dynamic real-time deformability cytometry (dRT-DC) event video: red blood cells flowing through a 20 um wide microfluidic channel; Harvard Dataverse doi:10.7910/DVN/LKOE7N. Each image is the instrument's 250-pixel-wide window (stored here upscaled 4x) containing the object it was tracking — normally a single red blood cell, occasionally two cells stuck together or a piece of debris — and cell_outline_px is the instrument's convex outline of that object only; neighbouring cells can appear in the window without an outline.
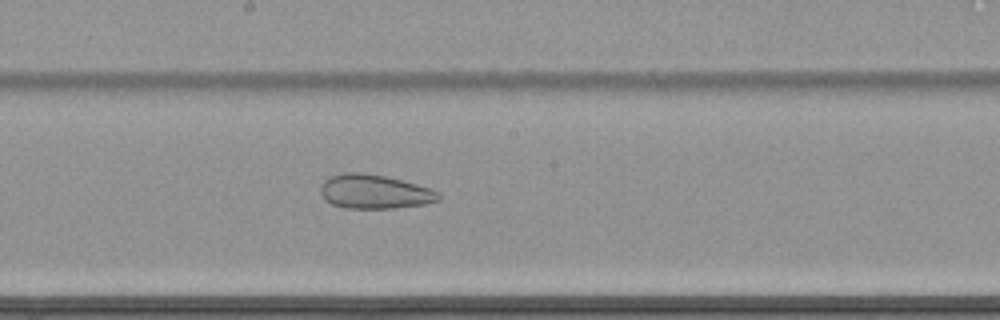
{"species": "common noctule bat (a hibernating species)", "species_latin": "Nyctalus noctula", "temperature_condition": "cold", "stored_images_in_passage": 49, "camera_frame_rate_fps": 3000, "um_per_image_px": 0.085, "animal": {"sex": "female", "body_mass_g": 22.7, "forearm_length_mm": 54.2}, "frame": {"image": 1, "passage_image": 23, "time_ms": 7.333, "image_size_px": [1000, 320], "cell_outline_px": [[440, 200], [424, 204], [396, 208], [344, 208], [332, 204], [324, 200], [320, 192], [320, 188], [324, 180], [332, 176], [344, 172], [364, 172], [404, 180], [432, 188], [440, 192]], "centroid_in_image_um": [31.85, 16.29], "position_along_channel_um": 216.3, "area_um2": 23.76}}
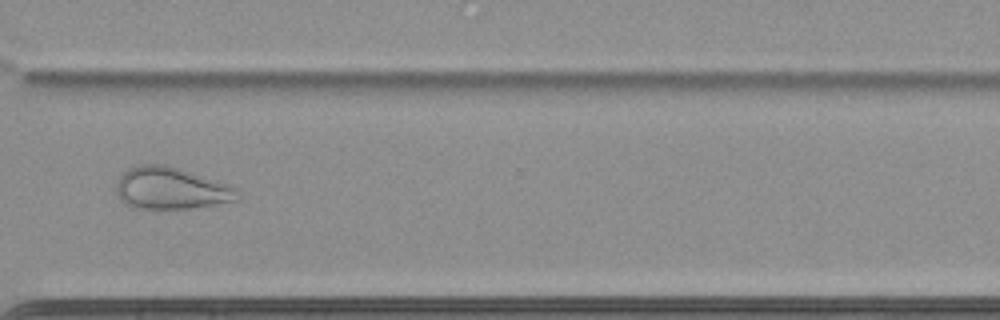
{"frame": {"image": 2, "passage_image": 35, "time_ms": 11.333, "image_size_px": [1000, 320], "cell_outline_px": [[240, 200], [192, 208], [160, 212], [132, 208], [124, 204], [120, 200], [116, 192], [116, 184], [120, 176], [128, 168], [136, 164], [164, 164], [232, 184], [240, 192]], "centroid_in_image_um": [14.53, 16.05], "position_along_channel_um": 356.1, "area_um2": 30.92}}
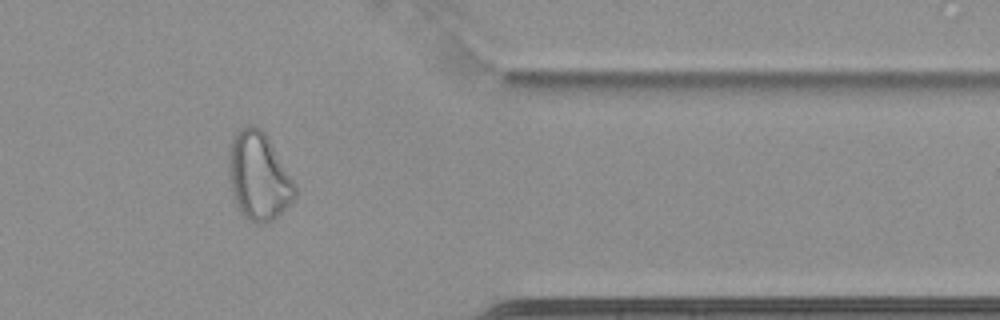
{"frame": {"image": 3, "passage_image": 39, "time_ms": 12.667, "image_size_px": [1000, 320], "cell_outline_px": [[296, 196], [280, 216], [268, 224], [256, 224], [248, 220], [236, 208], [232, 196], [228, 176], [228, 152], [232, 136], [240, 128], [248, 124], [256, 124], [268, 136], [296, 184]], "centroid_in_image_um": [21.97, 15.0], "position_along_channel_um": 389.4, "area_um2": 35.03}}